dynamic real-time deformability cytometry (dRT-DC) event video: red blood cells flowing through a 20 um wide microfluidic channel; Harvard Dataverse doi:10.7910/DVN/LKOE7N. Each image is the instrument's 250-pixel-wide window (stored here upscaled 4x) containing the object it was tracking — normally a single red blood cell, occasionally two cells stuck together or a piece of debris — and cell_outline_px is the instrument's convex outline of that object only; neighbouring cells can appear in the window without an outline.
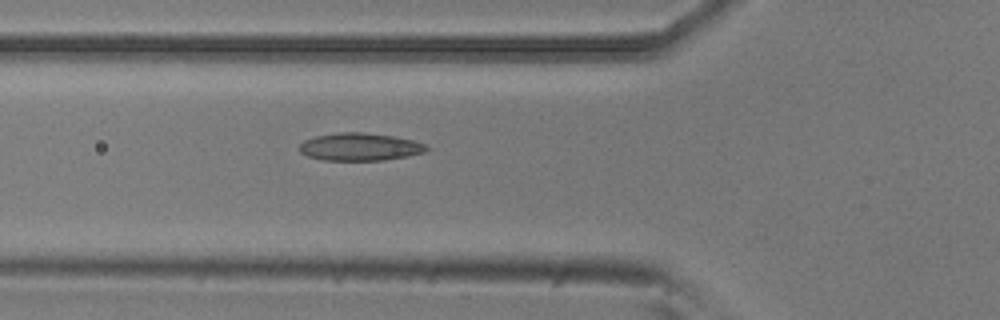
{"species": "common noctule bat (a hibernating species)", "species_latin": "Nyctalus noctula", "temperature_condition": "room temperature", "stored_images_in_passage": 5, "camera_frame_rate_fps": 3000, "um_per_image_px": 0.085, "animal": {"sex": "male", "body_mass_g": 20.5, "forearm_length_mm": 52.5}, "frame": {"image": 1, "passage_image": 5, "time_ms": 1.333, "image_size_px": [1000, 320], "cell_outline_px": [[428, 148], [424, 152], [408, 156], [384, 160], [324, 160], [308, 156], [300, 152], [300, 144], [304, 140], [316, 136], [340, 132], [364, 132], [392, 136], [412, 140], [424, 144]], "centroid_in_image_um": [30.57, 12.48], "position_along_channel_um": 95.2, "area_um2": 20.29}}